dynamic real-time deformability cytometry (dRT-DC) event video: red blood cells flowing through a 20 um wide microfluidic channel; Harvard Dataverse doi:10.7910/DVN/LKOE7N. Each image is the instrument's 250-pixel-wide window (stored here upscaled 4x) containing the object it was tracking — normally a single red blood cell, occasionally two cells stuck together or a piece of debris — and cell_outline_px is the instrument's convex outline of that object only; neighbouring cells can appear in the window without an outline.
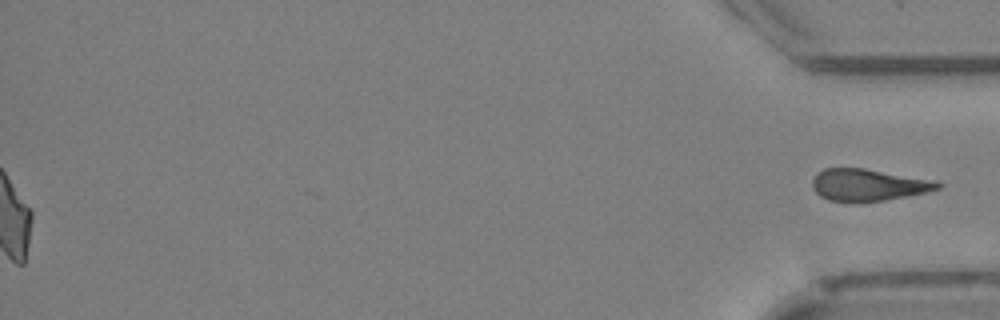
{"species": "Egyptian fruit bat (a non-hibernating species)", "species_latin": "Rousettus aegyptiacus", "temperature_condition": "cold", "stored_images_in_passage": 45, "segment_of_instrument_passage": [2, 2], "camera_frame_rate_fps": 3000, "um_per_image_px": 0.085, "animal": {"sex": "female"}, "frame": {"image": 1, "passage_image": 45, "time_ms": 14.667, "image_size_px": [1000, 320], "cell_outline_px": [[944, 184], [940, 188], [928, 192], [884, 200], [852, 204], [828, 200], [820, 196], [812, 188], [812, 180], [824, 168], [864, 168], [940, 180]], "centroid_in_image_um": [73.86, 15.73], "position_along_channel_um": 361.3, "area_um2": 23.99}}